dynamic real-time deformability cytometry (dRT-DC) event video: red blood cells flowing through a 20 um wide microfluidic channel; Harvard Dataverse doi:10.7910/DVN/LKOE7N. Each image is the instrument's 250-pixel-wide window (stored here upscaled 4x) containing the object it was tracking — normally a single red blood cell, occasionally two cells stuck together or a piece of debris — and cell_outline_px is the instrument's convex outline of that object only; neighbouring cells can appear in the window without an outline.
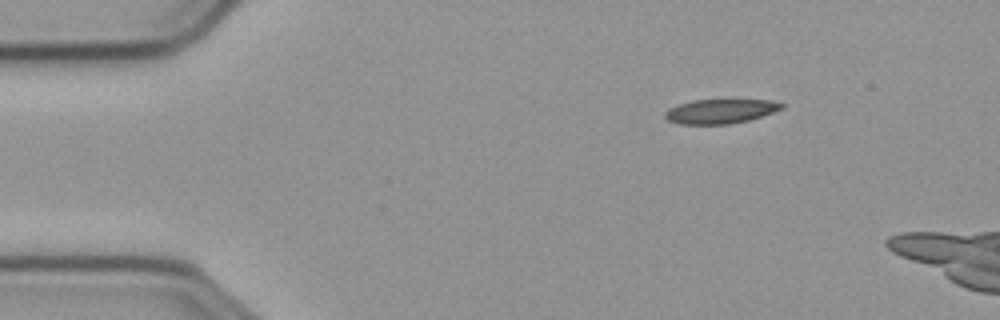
{"species": "common noctule bat (a hibernating species)", "species_latin": "Nyctalus noctula", "temperature_condition": "cold", "stored_images_in_passage": 44, "camera_frame_rate_fps": 3000, "um_per_image_px": 0.085, "animal": {"sex": "male", "body_mass_g": 23.1, "forearm_length_mm": 52.7}, "frame": {"image": 1, "passage_image": 1, "time_ms": 0.0, "image_size_px": [1000, 320], "cell_outline_px": [[784, 108], [748, 120], [728, 124], [680, 124], [668, 120], [664, 116], [664, 112], [668, 108], [692, 100], [768, 100], [784, 104]], "centroid_in_image_um": [61.19, 9.46], "position_along_channel_um": 23.8, "area_um2": 16.36}}
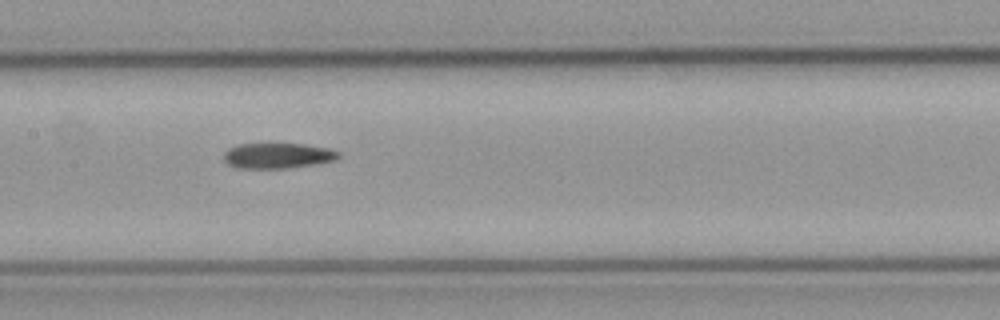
{"frame": {"image": 2, "passage_image": 20, "time_ms": 6.333, "image_size_px": [1000, 320], "cell_outline_px": [[340, 156], [336, 160], [316, 164], [284, 168], [236, 168], [228, 164], [224, 160], [224, 152], [228, 148], [236, 144], [304, 144], [328, 148], [340, 152]], "centroid_in_image_um": [23.59, 13.23], "position_along_channel_um": 183.8, "area_um2": 17.05}}
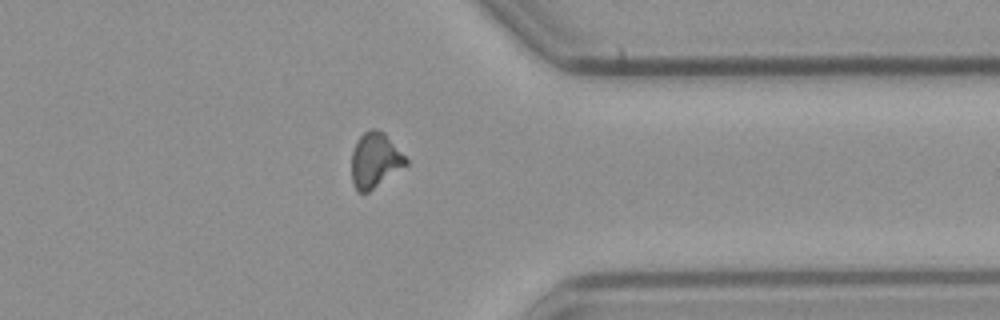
{"frame": {"image": 3, "passage_image": 37, "time_ms": 12.0, "image_size_px": [1000, 320], "cell_outline_px": [[408, 164], [368, 192], [356, 192], [352, 184], [352, 152], [356, 140], [368, 128], [376, 128], [384, 132], [408, 160]], "centroid_in_image_um": [31.85, 13.6], "position_along_channel_um": 379.5, "area_um2": 17.46}}